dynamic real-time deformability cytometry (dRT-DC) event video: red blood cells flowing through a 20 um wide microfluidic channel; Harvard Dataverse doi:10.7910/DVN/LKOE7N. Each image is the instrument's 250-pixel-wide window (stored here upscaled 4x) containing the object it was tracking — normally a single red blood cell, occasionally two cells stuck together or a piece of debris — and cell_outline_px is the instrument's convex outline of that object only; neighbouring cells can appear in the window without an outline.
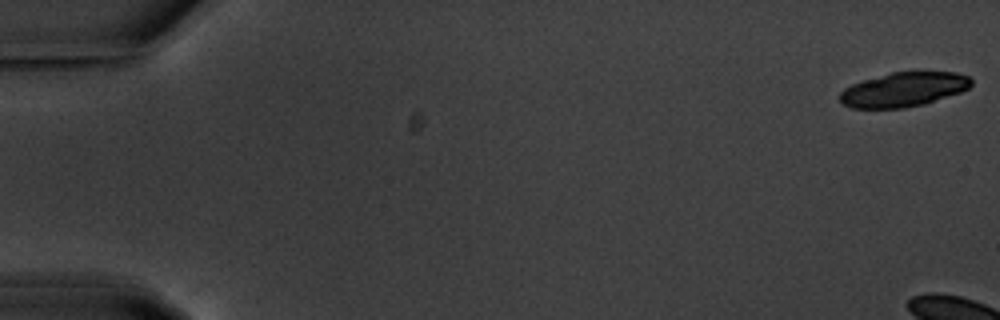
{"species": "common noctule bat (a hibernating species)", "species_latin": "Nyctalus noctula", "temperature_condition": "warm", "stored_images_in_passage": 7, "camera_frame_rate_fps": 3000, "um_per_image_px": 0.085, "animal": {"sex": "male", "body_mass_g": 20.1, "forearm_length_mm": 53.5}, "frame": {"image": 1, "passage_image": 1, "time_ms": 0.0, "image_size_px": [1000, 320], "cell_outline_px": [[972, 84], [968, 88], [960, 92], [924, 104], [904, 108], [852, 108], [844, 104], [840, 100], [840, 92], [844, 88], [852, 84], [864, 80], [892, 72], [920, 68], [956, 72], [968, 76], [972, 80]], "centroid_in_image_um": [76.86, 7.55], "position_along_channel_um": 8.1, "area_um2": 27.05}}